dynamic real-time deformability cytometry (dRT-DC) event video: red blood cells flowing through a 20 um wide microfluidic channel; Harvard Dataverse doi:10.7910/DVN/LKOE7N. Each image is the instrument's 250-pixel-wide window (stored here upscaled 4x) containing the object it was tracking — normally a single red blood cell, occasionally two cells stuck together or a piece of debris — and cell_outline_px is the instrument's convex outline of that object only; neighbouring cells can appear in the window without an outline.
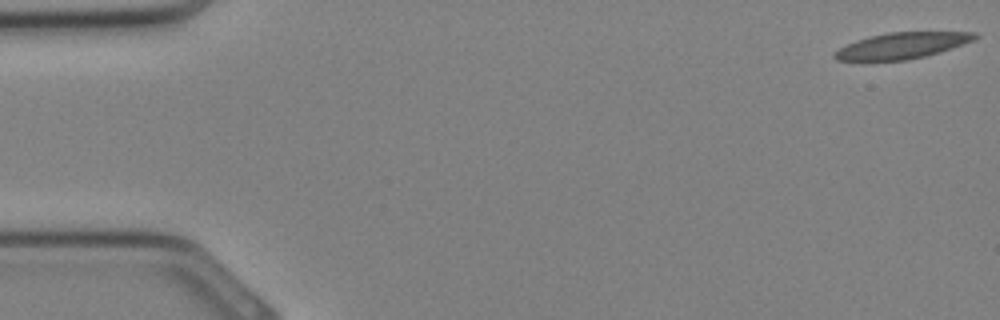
{"species": "Egyptian fruit bat (a non-hibernating species)", "species_latin": "Rousettus aegyptiacus", "temperature_condition": "cold", "stored_images_in_passage": 33, "camera_frame_rate_fps": 3000, "um_per_image_px": 0.085, "animal": {"sex": "female"}, "frame": {"image": 1, "passage_image": 1, "time_ms": 0.0, "image_size_px": [1000, 320], "cell_outline_px": [[980, 36], [976, 40], [940, 52], [908, 60], [836, 60], [832, 56], [832, 52], [856, 40], [888, 32], [976, 32]], "centroid_in_image_um": [76.71, 3.87], "position_along_channel_um": 8.3, "area_um2": 21.27}}
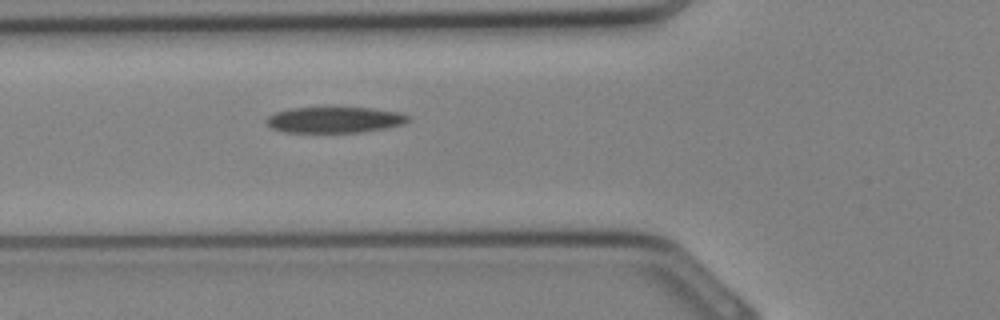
{"frame": {"image": 2, "passage_image": 12, "time_ms": 3.667, "image_size_px": [1000, 320], "cell_outline_px": [[412, 120], [404, 124], [364, 132], [284, 132], [272, 128], [264, 120], [268, 116], [276, 112], [292, 108], [324, 104], [372, 108], [400, 112], [412, 116]], "centroid_in_image_um": [28.47, 10.13], "position_along_channel_um": 97.3, "area_um2": 22.66}}
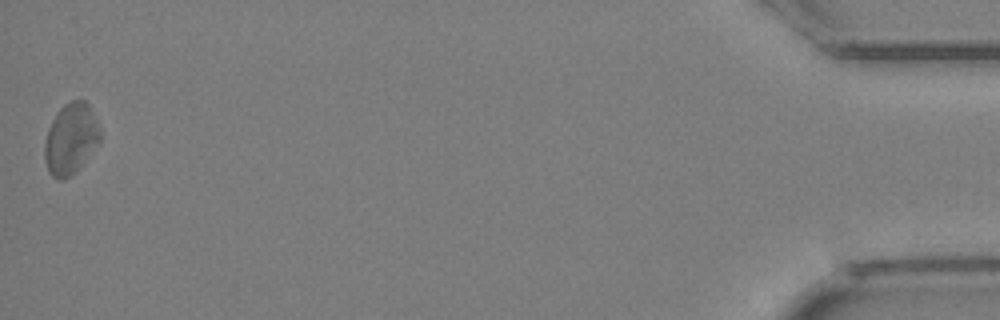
{"frame": {"image": 3, "passage_image": 33, "time_ms": 10.667, "image_size_px": [1000, 320], "cell_outline_px": [[100, 140], [72, 176], [64, 180], [60, 180], [52, 176], [48, 172], [44, 160], [44, 144], [48, 128], [52, 120], [60, 108], [64, 104], [72, 100], [84, 100], [88, 104], [100, 128]], "centroid_in_image_um": [5.98, 11.81], "position_along_channel_um": 429.2, "area_um2": 22.83}}